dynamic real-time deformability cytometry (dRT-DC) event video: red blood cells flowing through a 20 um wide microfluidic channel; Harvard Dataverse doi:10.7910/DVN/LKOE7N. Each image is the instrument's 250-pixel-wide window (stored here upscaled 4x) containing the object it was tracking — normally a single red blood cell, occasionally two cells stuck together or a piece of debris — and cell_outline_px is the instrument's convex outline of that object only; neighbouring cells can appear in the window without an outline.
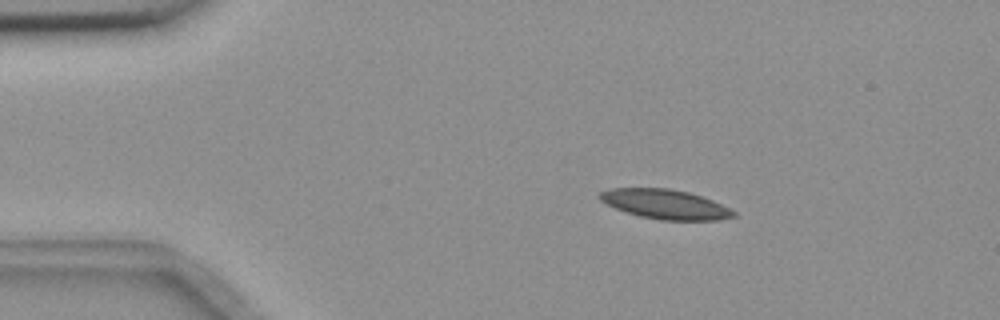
{"species": "common noctule bat (a hibernating species)", "species_latin": "Nyctalus noctula", "temperature_condition": "room temperature", "stored_images_in_passage": 55, "camera_frame_rate_fps": 3000, "um_per_image_px": 0.085, "animal": {"sex": "female", "body_mass_g": 18.4}, "frame": {"image": 1, "passage_image": 9, "time_ms": 2.667, "image_size_px": [1000, 320], "cell_outline_px": [[736, 216], [720, 220], [660, 220], [640, 216], [616, 208], [600, 200], [596, 196], [600, 192], [612, 188], [668, 188], [688, 192], [712, 200], [736, 212]], "centroid_in_image_um": [56.54, 17.36], "position_along_channel_um": 28.5, "area_um2": 22.83}}
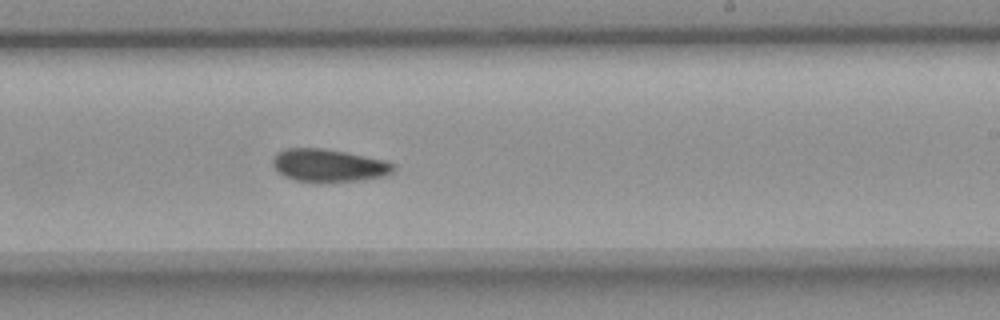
{"frame": {"image": 2, "passage_image": 33, "time_ms": 10.667, "image_size_px": [1000, 320], "cell_outline_px": [[396, 168], [392, 172], [384, 176], [364, 180], [324, 184], [296, 180], [284, 176], [272, 164], [272, 156], [276, 152], [284, 148], [324, 148], [384, 160], [396, 164]], "centroid_in_image_um": [27.93, 14.08], "position_along_channel_um": 261.1, "area_um2": 23.58}}
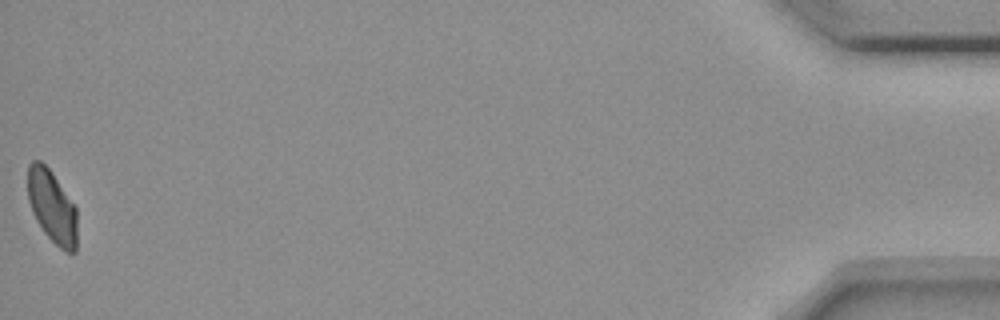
{"frame": {"image": 3, "passage_image": 55, "time_ms": 18.0, "image_size_px": [1000, 320], "cell_outline_px": [[76, 252], [64, 252], [44, 232], [36, 220], [32, 212], [28, 200], [28, 164], [32, 160], [40, 160], [52, 172], [76, 208]], "centroid_in_image_um": [4.41, 17.55], "position_along_channel_um": 430.8, "area_um2": 20.81}, "authors_computed_cell_mechanics": {"area_um2": 22.8888, "velocity_mm_per_s": 3.6416, "shape_relaxation_time_tau1_ms": 9.9622, "shape_relaxation_time_tau2_ms": 9.5627, "deformation_change_tau1": 0.1489, "deformation_change_tau2": 0.1343}}